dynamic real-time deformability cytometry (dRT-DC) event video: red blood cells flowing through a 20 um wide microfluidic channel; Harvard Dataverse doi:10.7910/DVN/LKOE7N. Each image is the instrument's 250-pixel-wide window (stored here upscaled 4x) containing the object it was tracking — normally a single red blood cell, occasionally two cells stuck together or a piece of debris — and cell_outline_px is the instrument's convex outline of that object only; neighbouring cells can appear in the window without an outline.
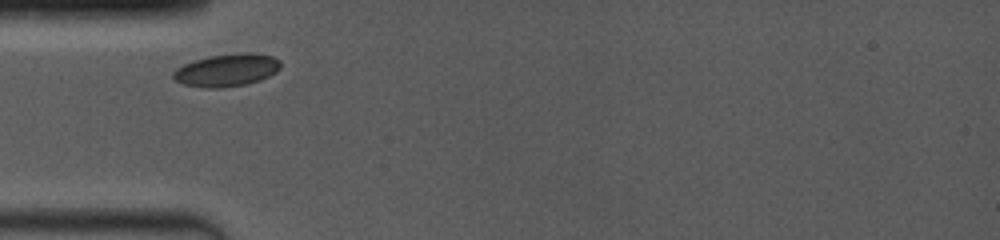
{"species": "common noctule bat (a hibernating species)", "species_latin": "Nyctalus noctula", "temperature_condition": "room temperature", "stored_images_in_passage": 3, "camera_frame_rate_fps": 4000, "um_per_image_px": 0.085, "animal": {"sex": "female", "body_mass_g": 19.0, "forearm_length_mm": 53.3}, "frame": {"image": 1, "passage_image": 1, "time_ms": 0.0, "image_size_px": [1000, 240], "cell_outline_px": [[280, 68], [276, 72], [260, 80], [248, 84], [220, 88], [204, 88], [184, 84], [172, 80], [172, 72], [176, 68], [184, 64], [208, 56], [244, 52], [256, 52], [272, 56], [280, 60]], "centroid_in_image_um": [19.27, 5.96], "position_along_channel_um": 65.7, "area_um2": 20.63}}
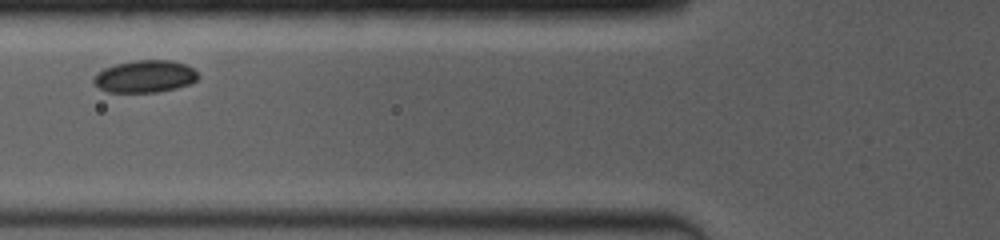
{"frame": {"image": 2, "passage_image": 2, "time_ms": 1.25, "image_size_px": [1000, 240], "cell_outline_px": [[200, 76], [192, 84], [176, 88], [156, 92], [108, 92], [100, 88], [92, 80], [92, 76], [96, 72], [104, 68], [116, 64], [136, 60], [172, 60], [188, 64]], "centroid_in_image_um": [12.33, 6.49], "position_along_channel_um": 113.5, "area_um2": 19.83}}
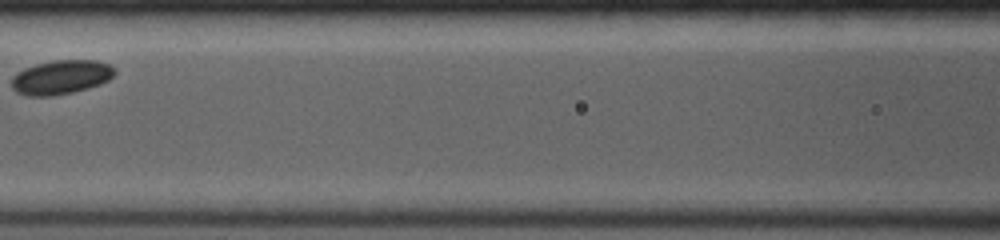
{"frame": {"image": 3, "passage_image": 3, "time_ms": 2.5, "image_size_px": [1000, 240], "cell_outline_px": [[116, 72], [108, 80], [100, 84], [88, 88], [72, 92], [52, 96], [28, 96], [16, 92], [12, 88], [12, 76], [16, 72], [24, 68], [36, 64], [56, 60], [96, 60], [108, 64], [116, 68]], "centroid_in_image_um": [5.18, 6.56], "position_along_channel_um": 161.4, "area_um2": 20.58}}